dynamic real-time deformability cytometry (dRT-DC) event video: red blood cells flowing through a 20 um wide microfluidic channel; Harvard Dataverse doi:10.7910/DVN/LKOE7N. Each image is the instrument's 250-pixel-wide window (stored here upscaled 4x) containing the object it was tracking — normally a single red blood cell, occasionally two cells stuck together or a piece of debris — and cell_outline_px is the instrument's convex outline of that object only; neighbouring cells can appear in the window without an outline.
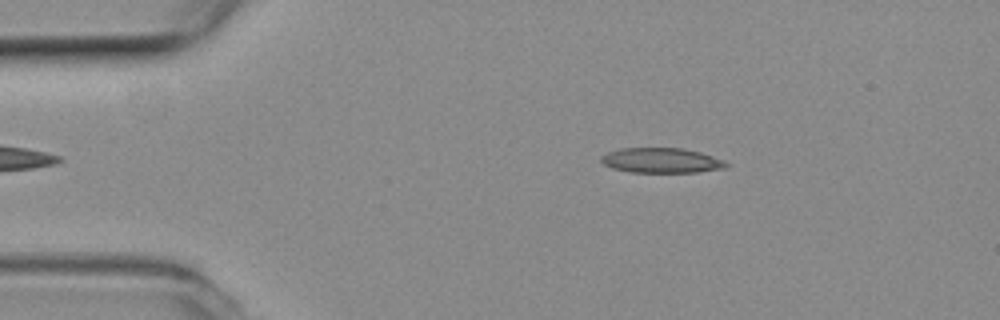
{"species": "common noctule bat (a hibernating species)", "species_latin": "Nyctalus noctula", "temperature_condition": "room temperature", "stored_images_in_passage": 47, "camera_frame_rate_fps": 3000, "um_per_image_px": 0.085, "animal": {"sex": "female", "body_mass_g": 19.3, "forearm_length_mm": 54.1}, "frame": {"image": 1, "passage_image": 3, "time_ms": 0.667, "image_size_px": [1000, 320], "cell_outline_px": [[732, 164], [724, 168], [696, 172], [632, 172], [612, 168], [604, 164], [600, 160], [600, 156], [608, 152], [620, 148], [684, 148], [700, 152], [724, 160]], "centroid_in_image_um": [56.23, 13.63], "position_along_channel_um": 28.8, "area_um2": 18.26}}
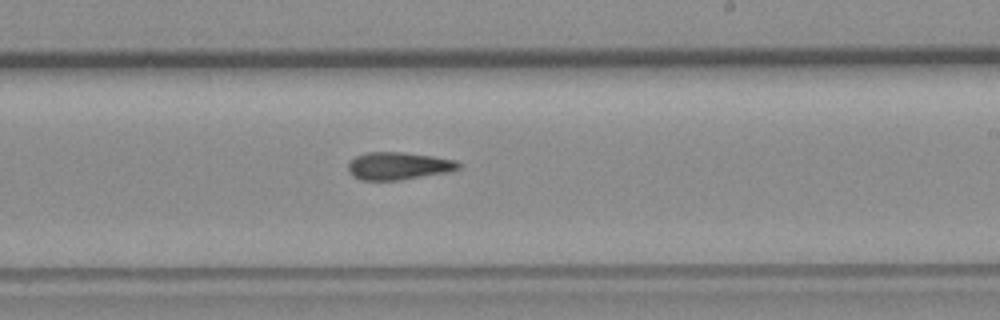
{"frame": {"image": 2, "passage_image": 25, "time_ms": 8.0, "image_size_px": [1000, 320], "cell_outline_px": [[464, 164], [460, 168], [452, 172], [400, 180], [360, 180], [352, 176], [348, 172], [348, 164], [356, 156], [368, 152], [404, 152], [432, 156], [456, 160]], "centroid_in_image_um": [33.92, 14.11], "position_along_channel_um": 255.1, "area_um2": 18.03}}
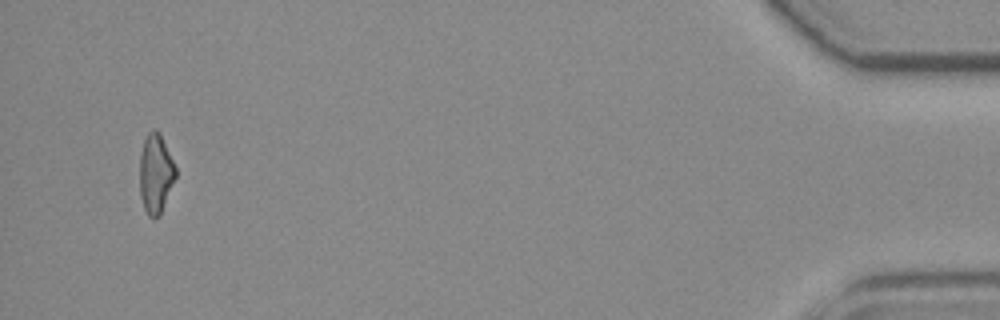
{"frame": {"image": 3, "passage_image": 45, "time_ms": 14.667, "image_size_px": [1000, 320], "cell_outline_px": [[176, 176], [160, 216], [148, 216], [144, 208], [140, 196], [140, 152], [144, 140], [148, 132], [152, 128], [156, 128], [160, 132], [176, 168]], "centroid_in_image_um": [13.22, 14.72], "position_along_channel_um": 422.0, "area_um2": 16.65}}